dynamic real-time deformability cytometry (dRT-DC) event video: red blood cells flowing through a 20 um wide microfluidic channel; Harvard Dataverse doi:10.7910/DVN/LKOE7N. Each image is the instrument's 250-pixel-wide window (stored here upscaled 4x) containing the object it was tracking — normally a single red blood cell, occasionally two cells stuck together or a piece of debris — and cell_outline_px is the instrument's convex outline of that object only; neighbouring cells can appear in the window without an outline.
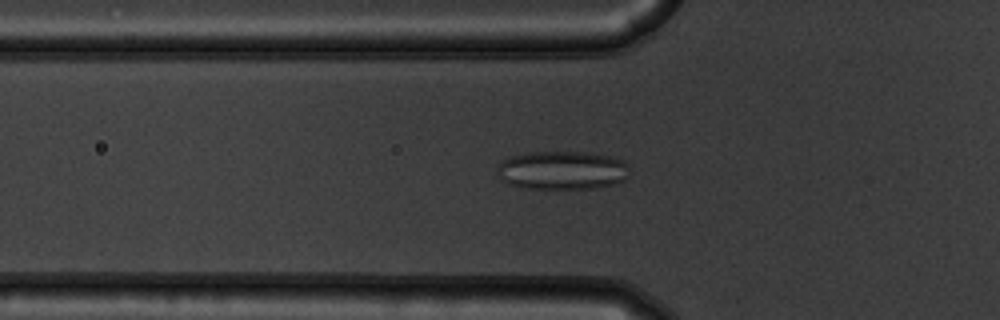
{"species": "common noctule bat (a hibernating species)", "species_latin": "Nyctalus noctula", "temperature_condition": "warm", "stored_images_in_passage": 54, "camera_frame_rate_fps": 3000, "um_per_image_px": 0.085, "animal": {"sex": "male", "body_mass_g": 19.5, "forearm_length_mm": 54.6}, "frame": {"image": 1, "passage_image": 19, "time_ms": 6.0, "image_size_px": [1000, 320], "cell_outline_px": [[628, 176], [624, 180], [616, 184], [596, 188], [524, 188], [508, 184], [500, 180], [500, 160], [512, 156], [528, 152], [588, 152], [616, 156], [624, 160], [628, 164]], "centroid_in_image_um": [47.85, 14.46], "position_along_channel_um": 77.9, "area_um2": 30.0}}
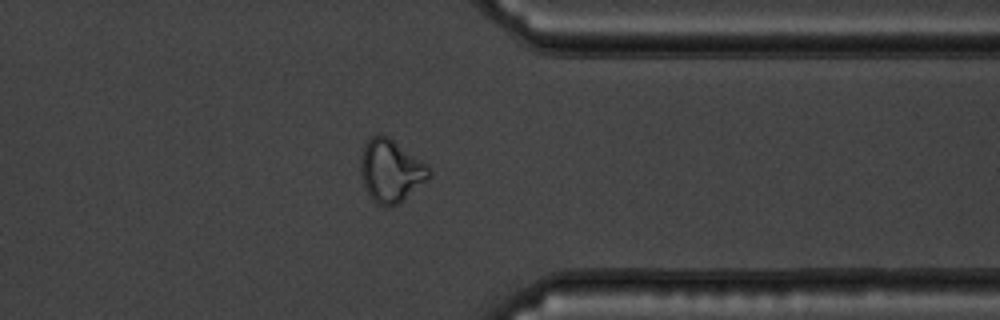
{"frame": {"image": 2, "passage_image": 43, "time_ms": 14.0, "image_size_px": [1000, 320], "cell_outline_px": [[432, 176], [400, 204], [392, 208], [384, 208], [376, 204], [368, 196], [364, 188], [360, 172], [360, 156], [364, 144], [372, 136], [388, 136], [428, 164], [432, 168]], "centroid_in_image_um": [33.23, 14.58], "position_along_channel_um": 378.2, "area_um2": 25.78}}
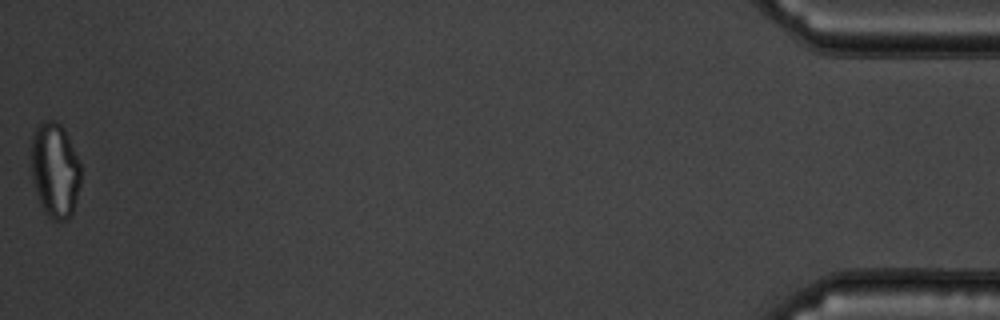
{"frame": {"image": 3, "passage_image": 54, "time_ms": 17.667, "image_size_px": [1000, 320], "cell_outline_px": [[80, 184], [76, 200], [72, 212], [68, 220], [56, 220], [48, 216], [44, 212], [40, 204], [32, 180], [32, 136], [36, 128], [44, 120], [56, 120], [64, 128], [80, 164]], "centroid_in_image_um": [4.67, 14.46], "position_along_channel_um": 430.5, "area_um2": 27.28}, "authors_computed_cell_mechanics": {"area_um2": 26.2701, "velocity_mm_per_s": 3.8148, "shape_relaxation_time_tau1_ms": null, "shape_relaxation_time_tau2_ms": 1.3124, "deformation_change_tau1": null, "deformation_change_tau2": 0.0858}}